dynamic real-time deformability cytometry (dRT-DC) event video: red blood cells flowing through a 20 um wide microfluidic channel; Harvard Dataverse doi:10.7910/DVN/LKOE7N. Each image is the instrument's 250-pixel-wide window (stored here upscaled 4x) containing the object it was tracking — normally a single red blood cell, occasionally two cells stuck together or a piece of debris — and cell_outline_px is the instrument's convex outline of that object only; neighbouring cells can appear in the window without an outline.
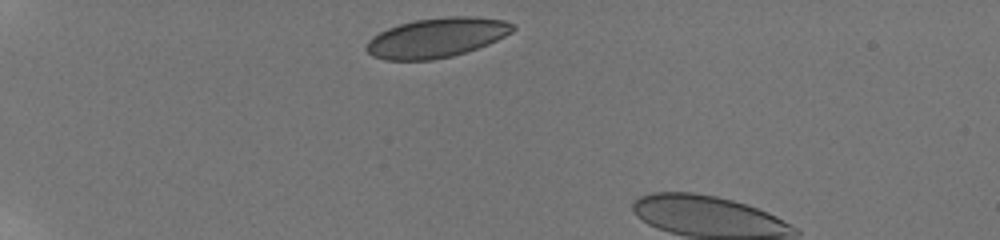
{"species": "human", "species_latin": "Homo sapiens", "temperature_condition": "room temperature", "stored_images_in_passage": 3, "camera_frame_rate_fps": 3000, "um_per_image_px": 0.085, "donor": {"sex": "male"}, "frame": {"image": 1, "passage_image": 1, "time_ms": 0.0, "image_size_px": [1000, 240], "cell_outline_px": [[516, 28], [512, 32], [488, 44], [452, 56], [432, 60], [384, 60], [372, 56], [364, 48], [368, 40], [372, 36], [388, 28], [400, 24], [416, 20], [448, 16], [476, 16], [504, 20], [516, 24]], "centroid_in_image_um": [37.11, 3.2], "position_along_channel_um": 47.9, "area_um2": 33.87}}